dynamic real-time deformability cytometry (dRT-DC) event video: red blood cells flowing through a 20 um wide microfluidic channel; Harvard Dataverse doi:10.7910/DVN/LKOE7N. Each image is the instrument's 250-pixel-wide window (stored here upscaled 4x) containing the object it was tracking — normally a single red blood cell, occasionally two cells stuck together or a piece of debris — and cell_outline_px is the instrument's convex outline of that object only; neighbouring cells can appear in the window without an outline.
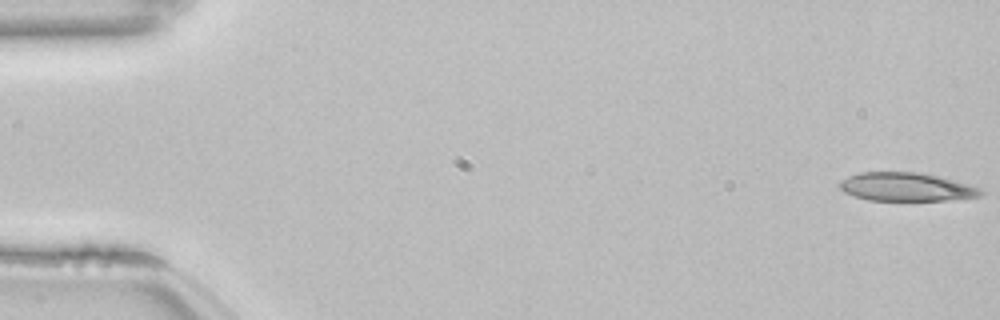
{"species": "common noctule bat (a hibernating species)", "species_latin": "Nyctalus noctula", "temperature_condition": "room temperature", "stored_images_in_passage": 53, "camera_frame_rate_fps": 3000, "um_per_image_px": 0.085, "animal": {"sex": "female", "body_mass_g": 22.7, "forearm_length_mm": 54.2}, "frame": {"image": 1, "passage_image": 1, "time_ms": 0.0, "image_size_px": [1000, 320], "cell_outline_px": [[984, 196], [948, 200], [868, 200], [844, 192], [840, 188], [840, 180], [848, 176], [860, 172], [920, 172], [968, 184], [980, 188], [984, 192]], "centroid_in_image_um": [77.04, 15.89], "position_along_channel_um": 8.0, "area_um2": 23.29}}
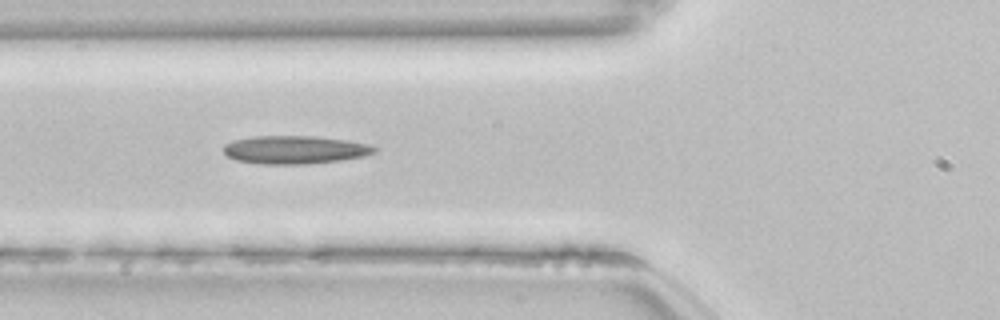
{"frame": {"image": 2, "passage_image": 20, "time_ms": 6.333, "image_size_px": [1000, 320], "cell_outline_px": [[380, 148], [376, 152], [364, 156], [340, 160], [308, 164], [260, 164], [236, 160], [228, 156], [224, 152], [224, 144], [232, 140], [252, 136], [316, 136], [348, 140], [368, 144]], "centroid_in_image_um": [25.08, 12.72], "position_along_channel_um": 100.7, "area_um2": 24.97}}
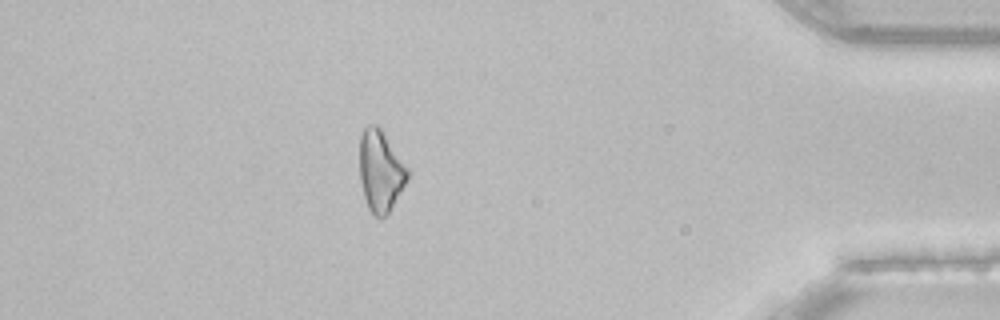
{"frame": {"image": 3, "passage_image": 47, "time_ms": 15.333, "image_size_px": [1000, 320], "cell_outline_px": [[408, 180], [388, 212], [384, 216], [372, 216], [368, 208], [364, 196], [360, 180], [360, 136], [364, 128], [368, 124], [376, 124], [384, 132], [408, 168]], "centroid_in_image_um": [32.34, 14.51], "position_along_channel_um": 402.9, "area_um2": 22.6}, "authors_computed_cell_mechanics": {"area_um2": 23.4668, "velocity_mm_per_s": 3.8408, "shape_relaxation_time_tau1_ms": null, "shape_relaxation_time_tau2_ms": 7.9677, "deformation_change_tau1": null, "deformation_change_tau2": 0.2064}}